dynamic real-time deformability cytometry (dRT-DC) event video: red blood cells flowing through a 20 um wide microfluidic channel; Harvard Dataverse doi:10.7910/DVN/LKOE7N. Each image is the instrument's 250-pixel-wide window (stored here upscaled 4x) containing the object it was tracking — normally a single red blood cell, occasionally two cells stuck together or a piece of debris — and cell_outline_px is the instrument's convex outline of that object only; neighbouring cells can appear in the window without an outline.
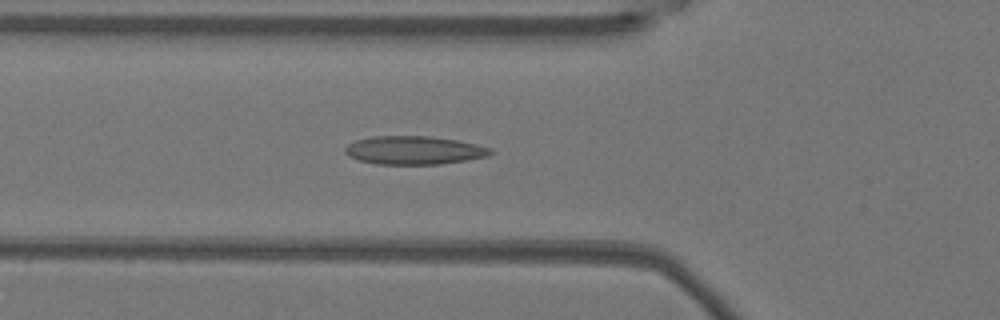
{"species": "Egyptian fruit bat (a non-hibernating species)", "species_latin": "Rousettus aegyptiacus", "temperature_condition": "warm", "stored_images_in_passage": 43, "camera_frame_rate_fps": 3000, "um_per_image_px": 0.085, "animal": {"sex": "female"}, "frame": {"image": 1, "passage_image": 8, "time_ms": 2.333, "image_size_px": [1000, 320], "cell_outline_px": [[496, 152], [488, 156], [468, 160], [440, 164], [376, 164], [360, 160], [348, 156], [344, 152], [344, 148], [348, 144], [356, 140], [372, 136], [432, 136], [456, 140], [476, 144], [492, 148]], "centroid_in_image_um": [35.22, 12.77], "position_along_channel_um": 90.6, "area_um2": 24.22}}
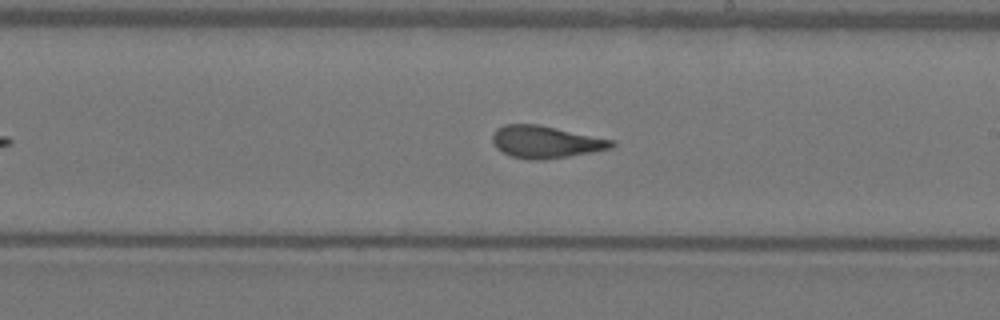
{"frame": {"image": 2, "passage_image": 20, "time_ms": 6.333, "image_size_px": [1000, 320], "cell_outline_px": [[616, 144], [612, 148], [592, 152], [544, 160], [528, 160], [512, 156], [496, 148], [492, 140], [492, 136], [496, 128], [504, 124], [540, 124], [612, 140]], "centroid_in_image_um": [46.35, 12.06], "position_along_channel_um": 242.6, "area_um2": 22.37}}
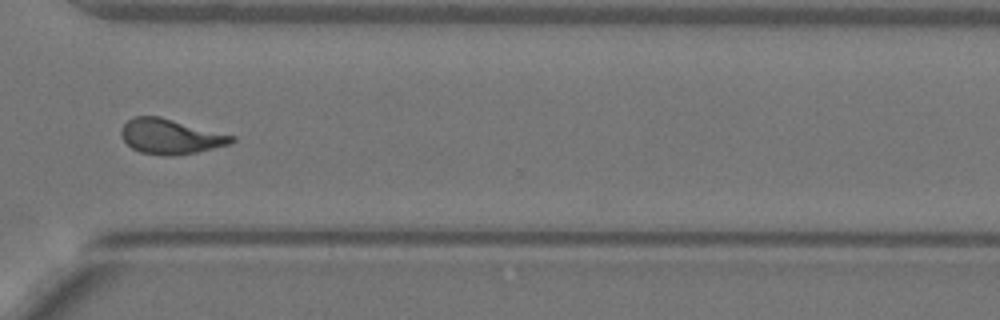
{"frame": {"image": 3, "passage_image": 29, "time_ms": 9.333, "image_size_px": [1000, 320], "cell_outline_px": [[236, 140], [228, 144], [196, 152], [172, 156], [160, 156], [140, 152], [132, 148], [120, 136], [120, 132], [124, 124], [132, 116], [160, 116], [236, 136]], "centroid_in_image_um": [14.47, 11.6], "position_along_channel_um": 356.1, "area_um2": 22.6}, "authors_computed_cell_mechanics": {"area_um2": 22.4264, "velocity_mm_per_s": 3.7952, "shape_relaxation_time_tau1_ms": null, "shape_relaxation_time_tau2_ms": 1.5127, "deformation_change_tau1": null, "deformation_change_tau2": 0.0915}}